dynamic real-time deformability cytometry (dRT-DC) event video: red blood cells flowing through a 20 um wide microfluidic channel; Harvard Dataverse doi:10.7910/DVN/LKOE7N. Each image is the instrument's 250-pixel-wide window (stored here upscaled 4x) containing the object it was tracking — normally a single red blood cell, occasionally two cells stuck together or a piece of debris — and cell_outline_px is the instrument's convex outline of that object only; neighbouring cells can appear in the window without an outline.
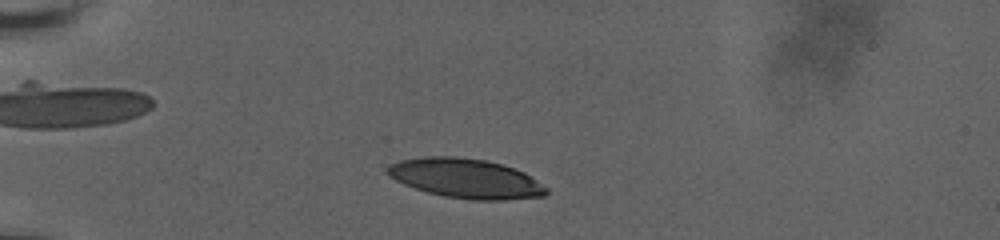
{"species": "human", "species_latin": "Homo sapiens", "temperature_condition": "room temperature", "stored_images_in_passage": 4, "camera_frame_rate_fps": 3000, "um_per_image_px": 0.085, "donor": {"sex": "male"}, "frame": {"image": 1, "passage_image": 2, "time_ms": 1.0, "image_size_px": [1000, 240], "cell_outline_px": [[548, 192], [544, 196], [504, 200], [476, 200], [444, 196], [428, 192], [404, 184], [396, 180], [384, 172], [388, 164], [400, 160], [424, 156], [456, 156], [484, 160], [500, 164], [524, 172], [548, 188]], "centroid_in_image_um": [39.56, 15.16], "position_along_channel_um": 45.4, "area_um2": 36.47}}
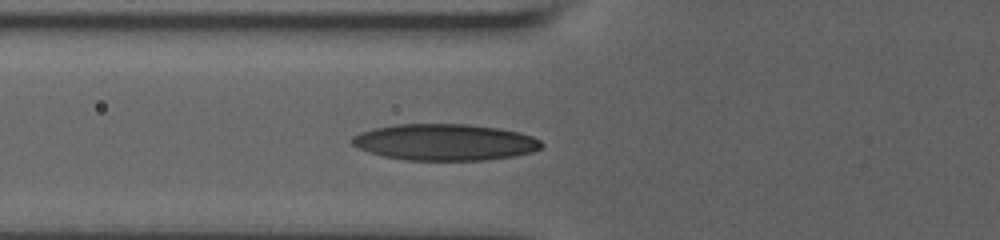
{"frame": {"image": 2, "passage_image": 4, "time_ms": 3.333, "image_size_px": [1000, 240], "cell_outline_px": [[544, 144], [540, 148], [532, 152], [512, 156], [484, 160], [404, 160], [384, 156], [368, 152], [352, 144], [348, 140], [352, 136], [360, 132], [372, 128], [396, 124], [468, 124], [496, 128], [520, 132], [532, 136], [540, 140]], "centroid_in_image_um": [37.77, 12.08], "position_along_channel_um": 88.0, "area_um2": 40.34}}